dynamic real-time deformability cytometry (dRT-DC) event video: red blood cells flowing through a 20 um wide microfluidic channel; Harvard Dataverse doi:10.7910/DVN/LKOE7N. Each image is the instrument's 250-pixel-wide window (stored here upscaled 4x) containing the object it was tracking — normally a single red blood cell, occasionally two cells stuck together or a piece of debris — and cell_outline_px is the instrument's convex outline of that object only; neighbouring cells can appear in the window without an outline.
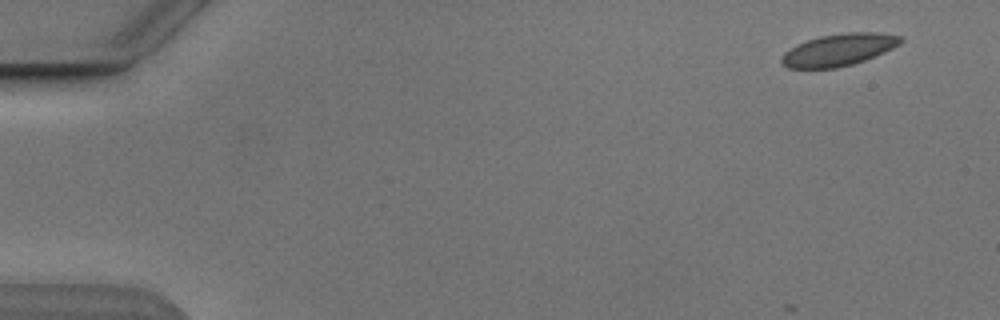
{"species": "Egyptian fruit bat (a non-hibernating species)", "species_latin": "Rousettus aegyptiacus", "temperature_condition": "cold", "stored_images_in_passage": 8, "camera_frame_rate_fps": 3000, "um_per_image_px": 0.085, "animal": {"sex": "male"}, "frame": {"image": 1, "passage_image": 1, "time_ms": 0.0, "image_size_px": [1000, 320], "cell_outline_px": [[904, 40], [900, 44], [884, 52], [864, 60], [852, 64], [836, 68], [788, 68], [780, 64], [780, 56], [784, 52], [796, 44], [820, 36], [844, 32], [880, 32], [904, 36]], "centroid_in_image_um": [71.29, 4.22], "position_along_channel_um": 13.7, "area_um2": 22.48}}
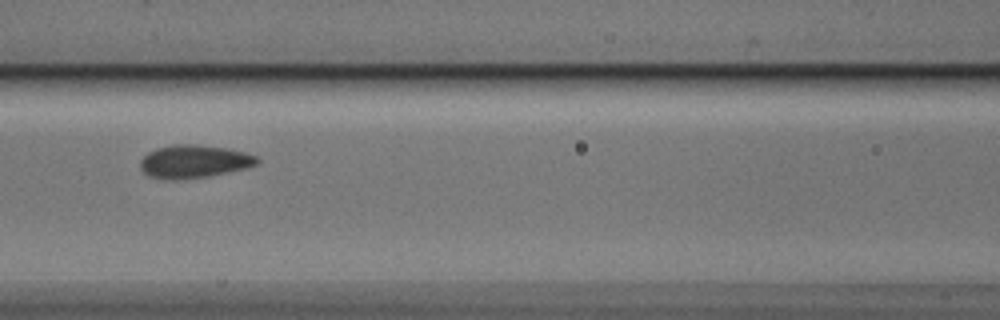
{"frame": {"image": 2, "passage_image": 7, "time_ms": 7.0, "image_size_px": [1000, 320], "cell_outline_px": [[260, 160], [256, 164], [244, 168], [208, 176], [176, 180], [164, 180], [148, 176], [140, 168], [140, 160], [148, 152], [156, 148], [172, 144], [196, 144], [224, 148], [244, 152], [256, 156]], "centroid_in_image_um": [16.42, 13.73], "position_along_channel_um": 150.2, "area_um2": 22.43}}
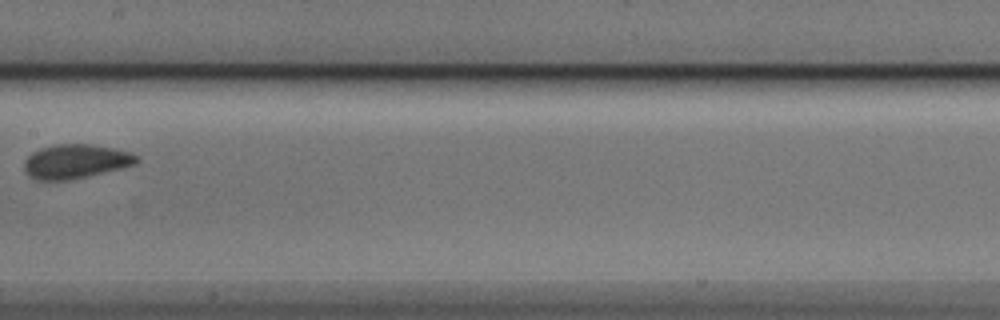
{"frame": {"image": 3, "passage_image": 8, "time_ms": 8.333, "image_size_px": [1000, 320], "cell_outline_px": [[140, 160], [136, 164], [120, 168], [68, 180], [36, 180], [28, 176], [24, 168], [24, 160], [32, 152], [40, 148], [56, 144], [92, 144], [112, 148], [128, 152], [140, 156]], "centroid_in_image_um": [6.4, 13.71], "position_along_channel_um": 201.0, "area_um2": 22.31}}